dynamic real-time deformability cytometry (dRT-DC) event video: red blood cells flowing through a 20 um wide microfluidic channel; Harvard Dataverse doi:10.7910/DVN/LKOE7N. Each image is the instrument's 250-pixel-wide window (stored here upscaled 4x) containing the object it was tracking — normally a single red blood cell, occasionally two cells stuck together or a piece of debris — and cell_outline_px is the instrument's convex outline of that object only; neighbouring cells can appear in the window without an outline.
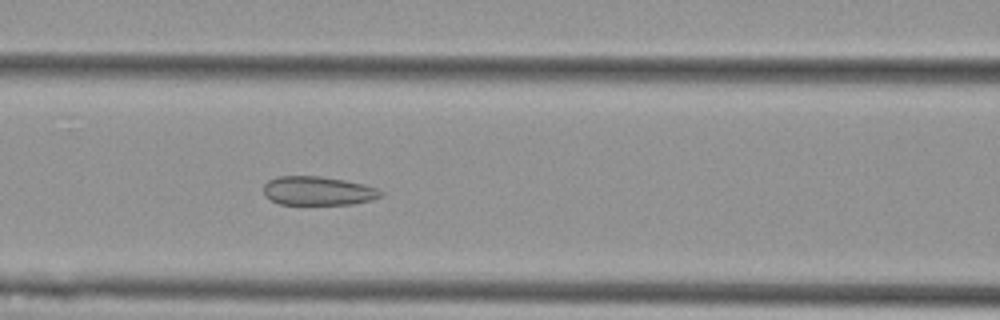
{"species": "Egyptian fruit bat (a non-hibernating species)", "species_latin": "Rousettus aegyptiacus", "temperature_condition": "cold", "stored_images_in_passage": 39, "camera_frame_rate_fps": 3000, "um_per_image_px": 0.085, "animal": {"sex": "female"}, "frame": {"image": 1, "passage_image": 8, "time_ms": 2.333, "image_size_px": [1000, 320], "cell_outline_px": [[384, 196], [372, 200], [352, 204], [280, 204], [264, 196], [264, 184], [268, 180], [276, 176], [320, 176], [344, 180], [364, 184], [376, 188], [384, 192]], "centroid_in_image_um": [27.04, 16.22], "position_along_channel_um": 139.6, "area_um2": 19.83}}
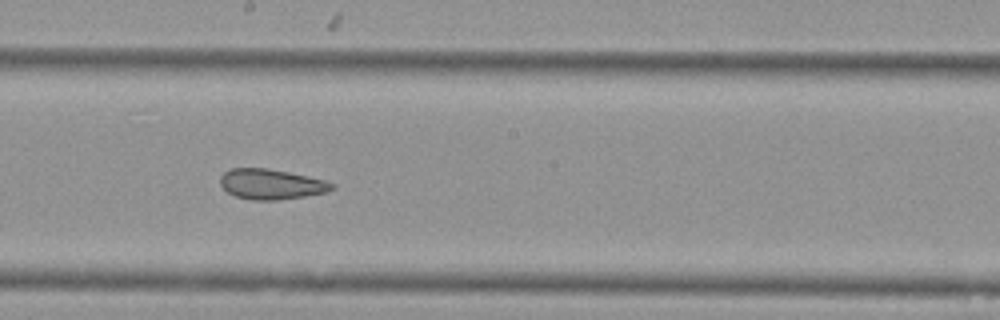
{"frame": {"image": 2, "passage_image": 15, "time_ms": 4.667, "image_size_px": [1000, 320], "cell_outline_px": [[336, 188], [324, 192], [304, 196], [276, 200], [252, 200], [236, 196], [228, 192], [220, 184], [220, 176], [224, 172], [232, 168], [268, 168], [308, 176], [324, 180], [336, 184]], "centroid_in_image_um": [23.05, 15.65], "position_along_channel_um": 225.1, "area_um2": 19.59}}
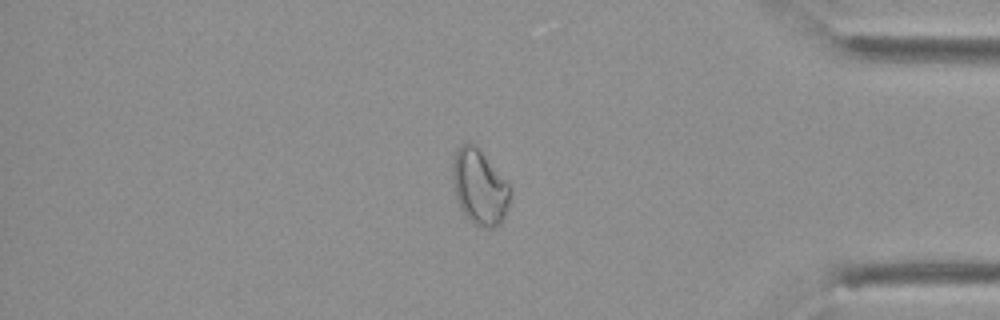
{"frame": {"image": 3, "passage_image": 31, "time_ms": 10.0, "image_size_px": [1000, 320], "cell_outline_px": [[512, 188], [508, 204], [504, 216], [500, 224], [492, 228], [488, 228], [476, 224], [468, 220], [460, 208], [456, 196], [452, 176], [452, 168], [456, 152], [460, 144], [472, 144], [480, 152]], "centroid_in_image_um": [40.75, 15.95], "position_along_channel_um": 394.4, "area_um2": 24.51}, "authors_computed_cell_mechanics": {"area_um2": 20.7502, "velocity_mm_per_s": 3.6873, "shape_relaxation_time_tau1_ms": null, "shape_relaxation_time_tau2_ms": 2.4509, "deformation_change_tau1": null, "deformation_change_tau2": 0.0897}}